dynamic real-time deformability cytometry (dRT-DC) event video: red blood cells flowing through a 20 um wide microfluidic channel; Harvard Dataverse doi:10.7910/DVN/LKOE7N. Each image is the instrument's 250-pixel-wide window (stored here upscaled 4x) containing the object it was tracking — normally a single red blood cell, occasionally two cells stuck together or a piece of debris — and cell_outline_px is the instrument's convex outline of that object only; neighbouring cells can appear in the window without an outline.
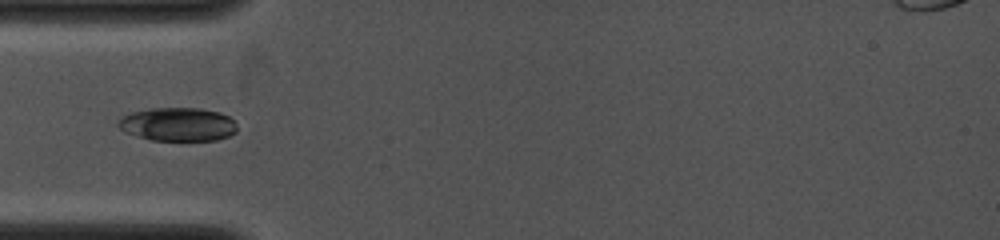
{"species": "common noctule bat (a hibernating species)", "species_latin": "Nyctalus noctula", "temperature_condition": "cold", "stored_images_in_passage": 17, "camera_frame_rate_fps": 4000, "um_per_image_px": 0.085, "animal": {"sex": "female", "body_mass_g": 19.0, "forearm_length_mm": 53.3}, "frame": {"image": 1, "passage_image": 3, "time_ms": 0.75, "image_size_px": [1000, 240], "cell_outline_px": [[236, 132], [228, 136], [216, 140], [152, 140], [136, 136], [124, 132], [116, 124], [120, 116], [132, 112], [152, 108], [200, 108], [220, 112], [228, 116], [236, 124]], "centroid_in_image_um": [15.08, 10.56], "position_along_channel_um": 69.9, "area_um2": 23.29}}